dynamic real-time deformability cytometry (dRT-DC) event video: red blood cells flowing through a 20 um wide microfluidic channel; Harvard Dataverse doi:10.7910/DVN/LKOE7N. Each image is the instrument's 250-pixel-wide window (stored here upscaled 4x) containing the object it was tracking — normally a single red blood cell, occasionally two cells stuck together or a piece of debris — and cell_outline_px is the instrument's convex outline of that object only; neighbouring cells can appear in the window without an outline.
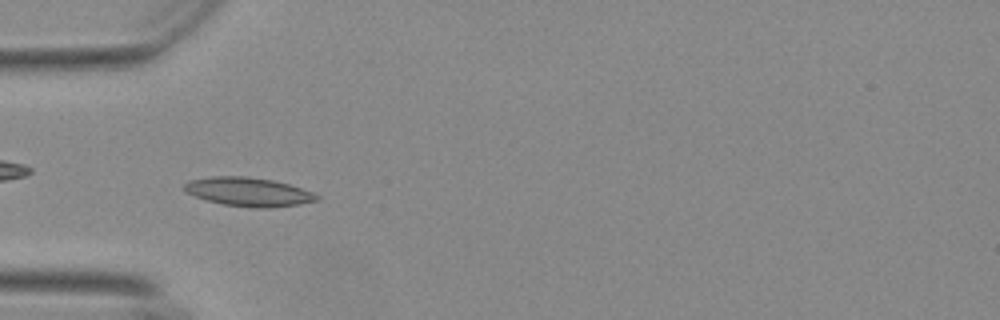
{"species": "Egyptian fruit bat (a non-hibernating species)", "species_latin": "Rousettus aegyptiacus", "temperature_condition": "warm", "stored_images_in_passage": 50, "camera_frame_rate_fps": 3000, "um_per_image_px": 0.085, "animal": {"sex": "female"}, "frame": {"image": 1, "passage_image": 12, "time_ms": 3.667, "image_size_px": [1000, 320], "cell_outline_px": [[320, 200], [300, 204], [268, 208], [256, 208], [224, 204], [208, 200], [196, 196], [188, 192], [184, 188], [184, 184], [192, 180], [212, 176], [244, 176], [272, 180], [288, 184], [312, 192], [320, 196]], "centroid_in_image_um": [21.17, 16.31], "position_along_channel_um": 63.8, "area_um2": 21.91}}
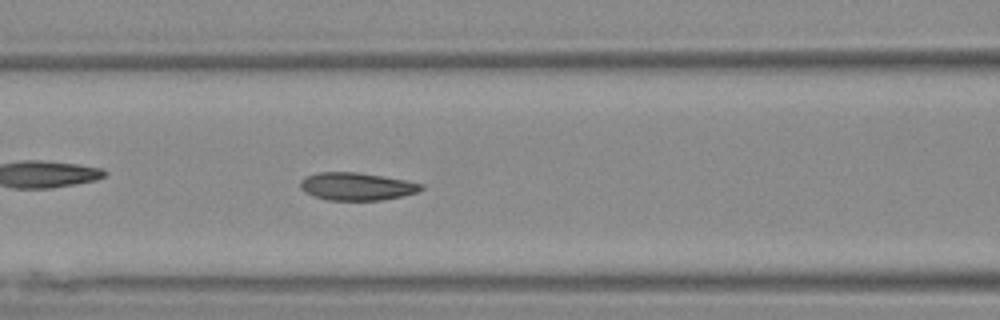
{"frame": {"image": 2, "passage_image": 18, "time_ms": 5.667, "image_size_px": [1000, 320], "cell_outline_px": [[424, 188], [420, 192], [404, 196], [384, 200], [328, 200], [304, 192], [300, 188], [300, 184], [308, 176], [320, 172], [356, 172], [404, 180], [424, 184]], "centroid_in_image_um": [30.39, 15.86], "position_along_channel_um": 136.2, "area_um2": 19.36}}
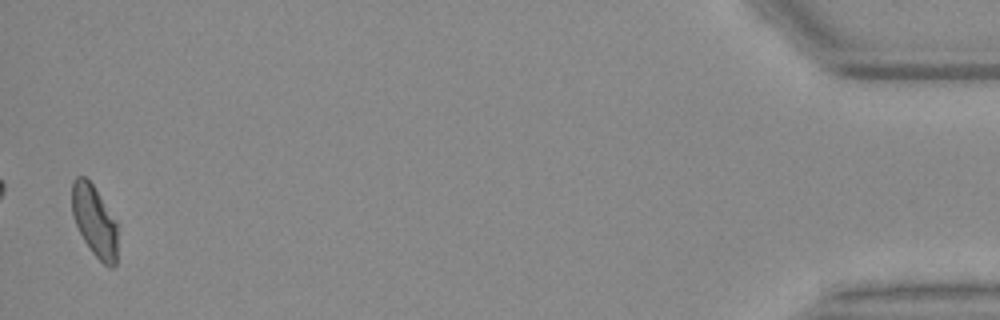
{"frame": {"image": 3, "passage_image": 49, "time_ms": 16.0, "image_size_px": [1000, 320], "cell_outline_px": [[120, 224], [116, 264], [112, 268], [108, 268], [92, 252], [84, 240], [76, 224], [72, 212], [72, 180], [76, 176], [84, 176], [92, 184]], "centroid_in_image_um": [8.1, 18.81], "position_along_channel_um": 427.1, "area_um2": 19.48}, "authors_computed_cell_mechanics": {"area_um2": 19.5364, "velocity_mm_per_s": 3.6806, "shape_relaxation_time_tau1_ms": 5.2627, "shape_relaxation_time_tau2_ms": 1.6474, "deformation_change_tau1": 0.1336, "deformation_change_tau2": 0.0808}}